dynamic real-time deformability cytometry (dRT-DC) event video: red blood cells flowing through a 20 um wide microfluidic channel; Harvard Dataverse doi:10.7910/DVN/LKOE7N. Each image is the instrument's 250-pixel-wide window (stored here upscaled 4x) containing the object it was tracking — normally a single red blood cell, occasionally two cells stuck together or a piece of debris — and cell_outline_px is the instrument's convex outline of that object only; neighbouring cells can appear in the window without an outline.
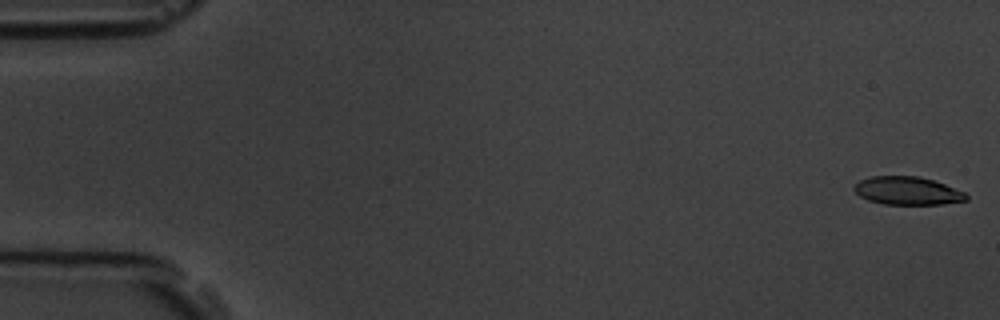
{"species": "common noctule bat (a hibernating species)", "species_latin": "Nyctalus noctula", "temperature_condition": "room temperature", "stored_images_in_passage": 6, "camera_frame_rate_fps": 3000, "um_per_image_px": 0.085, "animal": {"sex": "male", "body_mass_g": 19.5, "forearm_length_mm": 54.6}, "frame": {"image": 1, "passage_image": 1, "time_ms": 0.0, "image_size_px": [1000, 320], "cell_outline_px": [[968, 200], [940, 204], [884, 204], [868, 200], [860, 196], [852, 188], [860, 180], [872, 176], [920, 176], [944, 184], [964, 192], [968, 196]], "centroid_in_image_um": [77.12, 16.21], "position_along_channel_um": 7.9, "area_um2": 18.21}}
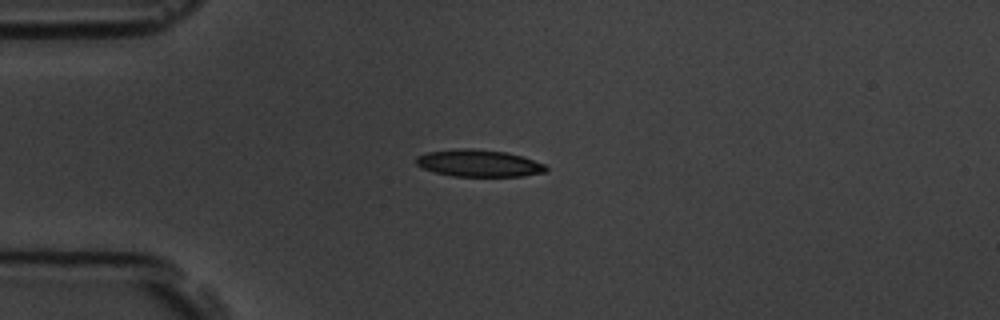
{"frame": {"image": 2, "passage_image": 4, "time_ms": 4.333, "image_size_px": [1000, 320], "cell_outline_px": [[548, 168], [544, 172], [524, 176], [452, 176], [436, 172], [424, 168], [416, 164], [416, 156], [428, 152], [456, 148], [468, 148], [504, 152], [524, 156], [544, 164]], "centroid_in_image_um": [40.7, 13.87], "position_along_channel_um": 44.3, "area_um2": 20.35}}
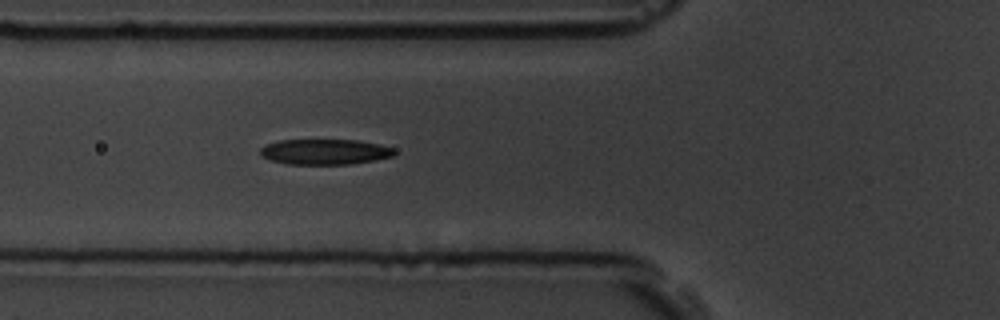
{"frame": {"image": 3, "passage_image": 6, "time_ms": 6.333, "image_size_px": [1000, 320], "cell_outline_px": [[396, 152], [392, 156], [376, 160], [352, 164], [288, 164], [272, 160], [260, 156], [260, 148], [268, 144], [280, 140], [356, 140], [380, 144], [396, 148]], "centroid_in_image_um": [27.65, 12.9], "position_along_channel_um": 98.1, "area_um2": 19.94}}